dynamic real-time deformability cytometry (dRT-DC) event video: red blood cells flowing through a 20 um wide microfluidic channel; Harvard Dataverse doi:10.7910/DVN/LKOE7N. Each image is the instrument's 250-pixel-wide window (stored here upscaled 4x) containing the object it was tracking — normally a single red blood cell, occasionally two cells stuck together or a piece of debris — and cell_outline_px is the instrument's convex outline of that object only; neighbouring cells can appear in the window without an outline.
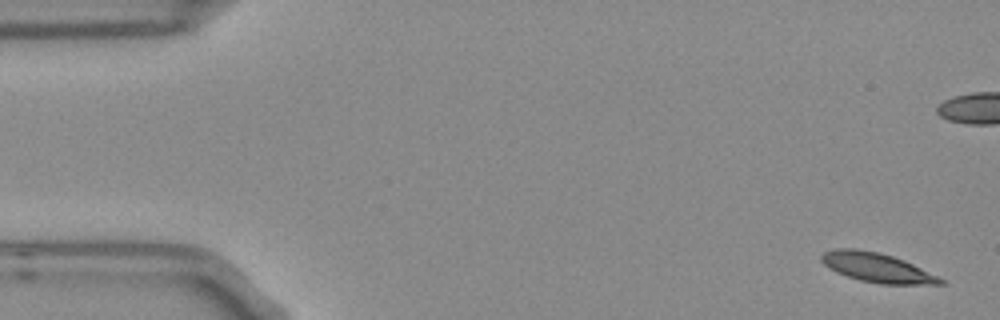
{"species": "Egyptian fruit bat (a non-hibernating species)", "species_latin": "Rousettus aegyptiacus", "temperature_condition": "room temperature", "stored_images_in_passage": 4, "camera_frame_rate_fps": 3000, "um_per_image_px": 0.085, "frame": {"image": 1, "passage_image": 1, "time_ms": 0.0, "image_size_px": [1000, 320], "cell_outline_px": [[944, 284], [880, 284], [860, 280], [836, 272], [828, 268], [820, 260], [820, 256], [824, 252], [836, 248], [856, 248], [880, 252], [904, 260], [944, 280]], "centroid_in_image_um": [74.48, 22.73], "position_along_channel_um": 10.5, "area_um2": 20.17}}